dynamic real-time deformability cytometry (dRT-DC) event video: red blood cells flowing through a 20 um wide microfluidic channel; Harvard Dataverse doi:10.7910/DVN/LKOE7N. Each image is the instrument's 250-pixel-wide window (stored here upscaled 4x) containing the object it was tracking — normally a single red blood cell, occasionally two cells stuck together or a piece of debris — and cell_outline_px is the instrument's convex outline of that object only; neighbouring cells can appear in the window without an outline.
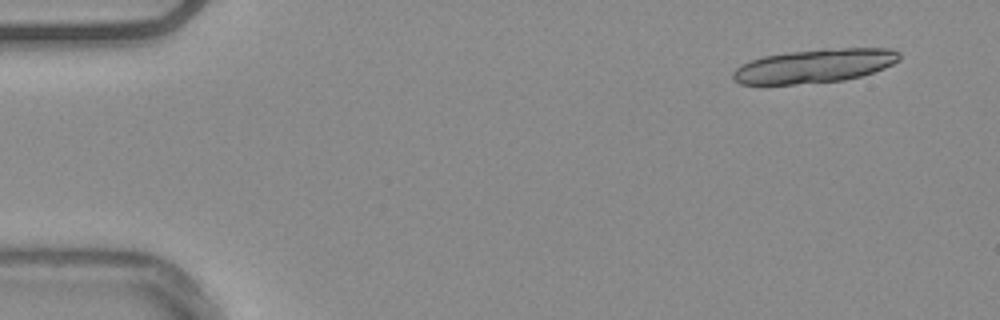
{"species": "common noctule bat (a hibernating species)", "species_latin": "Nyctalus noctula", "temperature_condition": "warm", "stored_images_in_passage": 17, "camera_frame_rate_fps": 3000, "um_per_image_px": 0.085, "animal": {"sex": "male", "body_mass_g": 20.4}, "frame": {"image": 1, "passage_image": 1, "time_ms": 0.0, "image_size_px": [1000, 320], "cell_outline_px": [[900, 60], [884, 68], [860, 76], [844, 80], [792, 84], [740, 84], [732, 76], [732, 72], [740, 64], [764, 56], [788, 52], [824, 48], [888, 48], [900, 52]], "centroid_in_image_um": [69.24, 5.59], "position_along_channel_um": 15.8, "area_um2": 32.66}}